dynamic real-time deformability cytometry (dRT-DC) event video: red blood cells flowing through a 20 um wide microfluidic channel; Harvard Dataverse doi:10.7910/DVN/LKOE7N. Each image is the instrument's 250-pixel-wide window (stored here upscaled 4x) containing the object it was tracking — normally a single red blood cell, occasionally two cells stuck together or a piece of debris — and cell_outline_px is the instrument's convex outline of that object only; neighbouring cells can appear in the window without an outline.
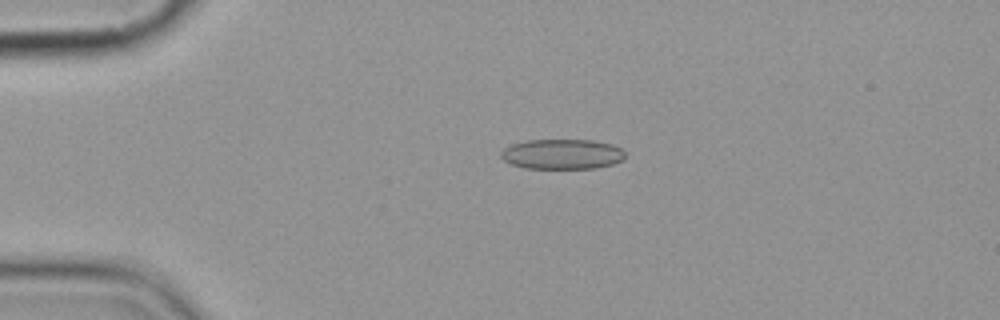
{"species": "common noctule bat (a hibernating species)", "species_latin": "Nyctalus noctula", "temperature_condition": "cold", "stored_images_in_passage": 6, "camera_frame_rate_fps": 3000, "um_per_image_px": 0.085, "animal": {"sex": "female", "body_mass_g": 19.9}, "frame": {"image": 1, "passage_image": 3, "time_ms": 2.333, "image_size_px": [1000, 320], "cell_outline_px": [[624, 160], [612, 164], [596, 168], [524, 168], [512, 164], [504, 160], [500, 156], [500, 152], [504, 148], [512, 144], [528, 140], [592, 140], [612, 144], [620, 148], [624, 152]], "centroid_in_image_um": [47.78, 13.1], "position_along_channel_um": 37.2, "area_um2": 21.73}}
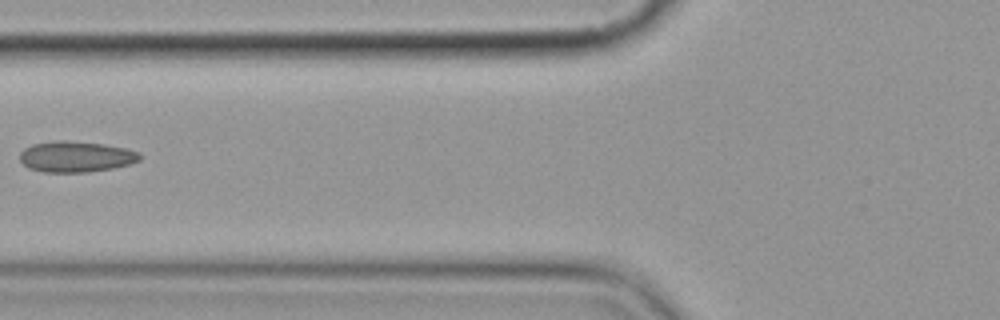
{"frame": {"image": 2, "passage_image": 5, "time_ms": 5.667, "image_size_px": [1000, 320], "cell_outline_px": [[140, 160], [128, 164], [112, 168], [88, 172], [44, 172], [28, 168], [20, 160], [20, 152], [24, 148], [32, 144], [60, 140], [64, 140], [104, 144], [124, 148], [140, 152]], "centroid_in_image_um": [6.43, 13.31], "position_along_channel_um": 119.4, "area_um2": 21.5}}
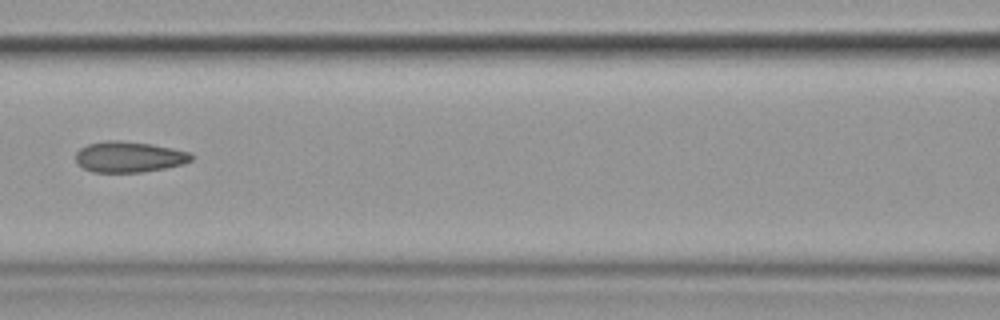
{"frame": {"image": 3, "passage_image": 6, "time_ms": 6.667, "image_size_px": [1000, 320], "cell_outline_px": [[192, 160], [180, 164], [164, 168], [140, 172], [92, 172], [76, 164], [76, 152], [80, 148], [88, 144], [108, 140], [120, 140], [152, 144], [172, 148], [188, 152], [192, 156]], "centroid_in_image_um": [10.91, 13.33], "position_along_channel_um": 155.7, "area_um2": 20.63}}